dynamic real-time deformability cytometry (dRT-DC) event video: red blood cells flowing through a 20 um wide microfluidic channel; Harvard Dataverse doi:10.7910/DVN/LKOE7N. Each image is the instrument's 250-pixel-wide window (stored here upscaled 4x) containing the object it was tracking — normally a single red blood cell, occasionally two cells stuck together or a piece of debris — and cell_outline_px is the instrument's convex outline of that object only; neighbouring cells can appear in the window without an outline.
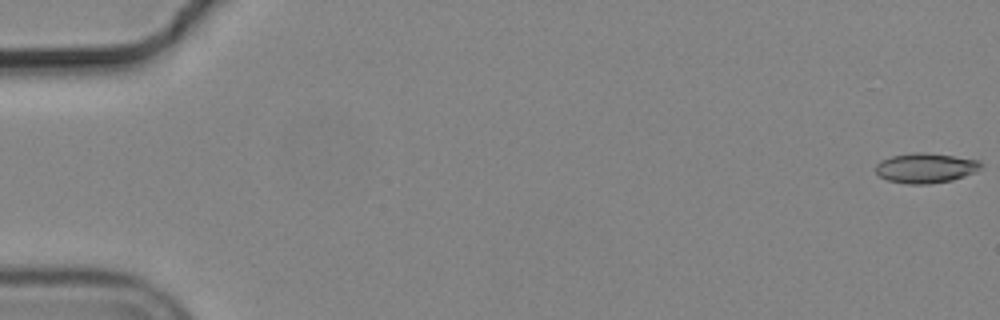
{"species": "common noctule bat (a hibernating species)", "species_latin": "Nyctalus noctula", "temperature_condition": "cold", "stored_images_in_passage": 5, "camera_frame_rate_fps": 3000, "um_per_image_px": 0.085, "animal": {"sex": "male", "body_mass_g": 19.2, "forearm_length_mm": 51.8}, "frame": {"image": 1, "passage_image": 1, "time_ms": 0.0, "image_size_px": [1000, 320], "cell_outline_px": [[984, 164], [976, 172], [952, 180], [928, 184], [908, 184], [888, 180], [880, 176], [876, 172], [876, 164], [880, 160], [892, 156], [912, 152], [924, 152], [980, 160]], "centroid_in_image_um": [78.69, 14.27], "position_along_channel_um": 6.3, "area_um2": 18.38}}